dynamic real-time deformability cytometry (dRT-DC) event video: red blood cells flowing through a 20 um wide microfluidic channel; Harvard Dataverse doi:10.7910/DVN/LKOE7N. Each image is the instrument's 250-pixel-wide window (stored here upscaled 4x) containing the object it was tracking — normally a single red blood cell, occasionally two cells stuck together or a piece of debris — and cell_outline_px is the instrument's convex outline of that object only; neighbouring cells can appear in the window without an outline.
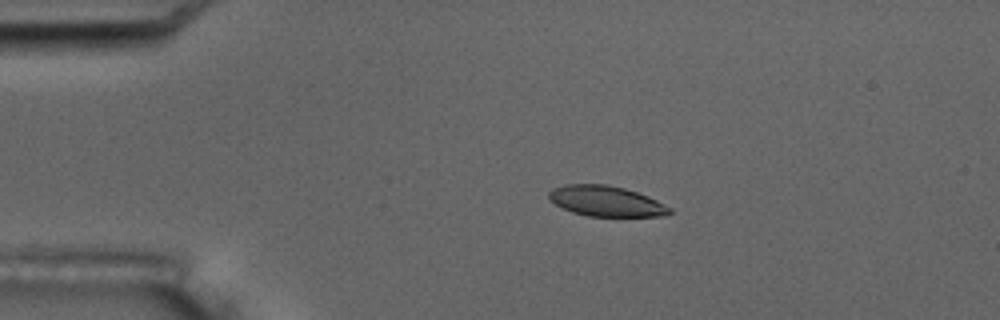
{"species": "common noctule bat (a hibernating species)", "species_latin": "Nyctalus noctula", "temperature_condition": "room temperature", "stored_images_in_passage": 4, "camera_frame_rate_fps": 3000, "um_per_image_px": 0.085, "animal": {"sex": "male", "body_mass_g": 17.5, "forearm_length_mm": 52.3}, "frame": {"image": 1, "passage_image": 3, "time_ms": 3.0, "image_size_px": [1000, 320], "cell_outline_px": [[672, 212], [668, 216], [588, 216], [572, 212], [548, 200], [548, 192], [552, 188], [564, 184], [604, 184], [624, 188], [648, 196], [672, 208]], "centroid_in_image_um": [51.51, 17.09], "position_along_channel_um": 33.5, "area_um2": 21.5}}